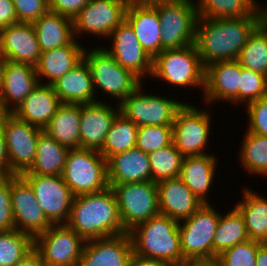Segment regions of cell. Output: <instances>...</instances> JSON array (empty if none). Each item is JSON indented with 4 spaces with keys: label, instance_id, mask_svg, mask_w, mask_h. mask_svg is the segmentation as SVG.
<instances>
[{
    "label": "cell",
    "instance_id": "obj_1",
    "mask_svg": "<svg viewBox=\"0 0 267 266\" xmlns=\"http://www.w3.org/2000/svg\"><path fill=\"white\" fill-rule=\"evenodd\" d=\"M263 20V14L243 18L198 17L195 45L203 65L237 60L248 37Z\"/></svg>",
    "mask_w": 267,
    "mask_h": 266
},
{
    "label": "cell",
    "instance_id": "obj_2",
    "mask_svg": "<svg viewBox=\"0 0 267 266\" xmlns=\"http://www.w3.org/2000/svg\"><path fill=\"white\" fill-rule=\"evenodd\" d=\"M66 225L85 241L126 233L110 186L99 192L74 196Z\"/></svg>",
    "mask_w": 267,
    "mask_h": 266
},
{
    "label": "cell",
    "instance_id": "obj_3",
    "mask_svg": "<svg viewBox=\"0 0 267 266\" xmlns=\"http://www.w3.org/2000/svg\"><path fill=\"white\" fill-rule=\"evenodd\" d=\"M133 253L137 256L160 260L170 266H185L181 251L179 222L168 216L157 215L128 232Z\"/></svg>",
    "mask_w": 267,
    "mask_h": 266
},
{
    "label": "cell",
    "instance_id": "obj_4",
    "mask_svg": "<svg viewBox=\"0 0 267 266\" xmlns=\"http://www.w3.org/2000/svg\"><path fill=\"white\" fill-rule=\"evenodd\" d=\"M159 78L172 86L199 87L205 86V66L198 54L195 43L179 49L162 50L153 59V72L150 76Z\"/></svg>",
    "mask_w": 267,
    "mask_h": 266
},
{
    "label": "cell",
    "instance_id": "obj_5",
    "mask_svg": "<svg viewBox=\"0 0 267 266\" xmlns=\"http://www.w3.org/2000/svg\"><path fill=\"white\" fill-rule=\"evenodd\" d=\"M61 177L74 196L102 191L109 186L107 160L99 151L70 149Z\"/></svg>",
    "mask_w": 267,
    "mask_h": 266
},
{
    "label": "cell",
    "instance_id": "obj_6",
    "mask_svg": "<svg viewBox=\"0 0 267 266\" xmlns=\"http://www.w3.org/2000/svg\"><path fill=\"white\" fill-rule=\"evenodd\" d=\"M91 49L84 52L83 59L89 66L95 92L99 88L120 104L143 83L142 80L120 66L102 47Z\"/></svg>",
    "mask_w": 267,
    "mask_h": 266
},
{
    "label": "cell",
    "instance_id": "obj_7",
    "mask_svg": "<svg viewBox=\"0 0 267 266\" xmlns=\"http://www.w3.org/2000/svg\"><path fill=\"white\" fill-rule=\"evenodd\" d=\"M213 204H203L192 216L179 222L183 259L193 261L213 260V239L220 212Z\"/></svg>",
    "mask_w": 267,
    "mask_h": 266
},
{
    "label": "cell",
    "instance_id": "obj_8",
    "mask_svg": "<svg viewBox=\"0 0 267 266\" xmlns=\"http://www.w3.org/2000/svg\"><path fill=\"white\" fill-rule=\"evenodd\" d=\"M153 7L160 18L161 51L195 43L199 16L193 0H173Z\"/></svg>",
    "mask_w": 267,
    "mask_h": 266
},
{
    "label": "cell",
    "instance_id": "obj_9",
    "mask_svg": "<svg viewBox=\"0 0 267 266\" xmlns=\"http://www.w3.org/2000/svg\"><path fill=\"white\" fill-rule=\"evenodd\" d=\"M109 186L115 194L120 218L126 232L160 214L156 182L145 181Z\"/></svg>",
    "mask_w": 267,
    "mask_h": 266
},
{
    "label": "cell",
    "instance_id": "obj_10",
    "mask_svg": "<svg viewBox=\"0 0 267 266\" xmlns=\"http://www.w3.org/2000/svg\"><path fill=\"white\" fill-rule=\"evenodd\" d=\"M190 104L177 111L172 125L173 144L184 157L207 154L204 149L212 129L210 113Z\"/></svg>",
    "mask_w": 267,
    "mask_h": 266
},
{
    "label": "cell",
    "instance_id": "obj_11",
    "mask_svg": "<svg viewBox=\"0 0 267 266\" xmlns=\"http://www.w3.org/2000/svg\"><path fill=\"white\" fill-rule=\"evenodd\" d=\"M142 87L143 84L119 104L120 113L138 127L173 125L177 111L185 102L144 93Z\"/></svg>",
    "mask_w": 267,
    "mask_h": 266
},
{
    "label": "cell",
    "instance_id": "obj_12",
    "mask_svg": "<svg viewBox=\"0 0 267 266\" xmlns=\"http://www.w3.org/2000/svg\"><path fill=\"white\" fill-rule=\"evenodd\" d=\"M85 240L66 224L52 225L34 238L44 266H78Z\"/></svg>",
    "mask_w": 267,
    "mask_h": 266
},
{
    "label": "cell",
    "instance_id": "obj_13",
    "mask_svg": "<svg viewBox=\"0 0 267 266\" xmlns=\"http://www.w3.org/2000/svg\"><path fill=\"white\" fill-rule=\"evenodd\" d=\"M0 123L5 132L6 148L12 171L22 175L33 165L37 139L42 129L30 125L14 113H2Z\"/></svg>",
    "mask_w": 267,
    "mask_h": 266
},
{
    "label": "cell",
    "instance_id": "obj_14",
    "mask_svg": "<svg viewBox=\"0 0 267 266\" xmlns=\"http://www.w3.org/2000/svg\"><path fill=\"white\" fill-rule=\"evenodd\" d=\"M128 4V0H89L72 19L74 37L87 33L108 39L113 29L125 20Z\"/></svg>",
    "mask_w": 267,
    "mask_h": 266
},
{
    "label": "cell",
    "instance_id": "obj_15",
    "mask_svg": "<svg viewBox=\"0 0 267 266\" xmlns=\"http://www.w3.org/2000/svg\"><path fill=\"white\" fill-rule=\"evenodd\" d=\"M32 186L37 202L52 225L66 224L74 195L61 175H22Z\"/></svg>",
    "mask_w": 267,
    "mask_h": 266
},
{
    "label": "cell",
    "instance_id": "obj_16",
    "mask_svg": "<svg viewBox=\"0 0 267 266\" xmlns=\"http://www.w3.org/2000/svg\"><path fill=\"white\" fill-rule=\"evenodd\" d=\"M11 206L15 229L20 232L35 238L52 226L37 202L32 186L22 175L11 177Z\"/></svg>",
    "mask_w": 267,
    "mask_h": 266
},
{
    "label": "cell",
    "instance_id": "obj_17",
    "mask_svg": "<svg viewBox=\"0 0 267 266\" xmlns=\"http://www.w3.org/2000/svg\"><path fill=\"white\" fill-rule=\"evenodd\" d=\"M111 48L105 49L115 61L125 69L130 70L141 80L152 75L153 58L141 46L131 25L124 20L110 33ZM108 49V50H107Z\"/></svg>",
    "mask_w": 267,
    "mask_h": 266
},
{
    "label": "cell",
    "instance_id": "obj_18",
    "mask_svg": "<svg viewBox=\"0 0 267 266\" xmlns=\"http://www.w3.org/2000/svg\"><path fill=\"white\" fill-rule=\"evenodd\" d=\"M38 84L35 66L7 60L3 70L0 111L13 113Z\"/></svg>",
    "mask_w": 267,
    "mask_h": 266
},
{
    "label": "cell",
    "instance_id": "obj_19",
    "mask_svg": "<svg viewBox=\"0 0 267 266\" xmlns=\"http://www.w3.org/2000/svg\"><path fill=\"white\" fill-rule=\"evenodd\" d=\"M133 245L128 232L85 242L78 266H128Z\"/></svg>",
    "mask_w": 267,
    "mask_h": 266
},
{
    "label": "cell",
    "instance_id": "obj_20",
    "mask_svg": "<svg viewBox=\"0 0 267 266\" xmlns=\"http://www.w3.org/2000/svg\"><path fill=\"white\" fill-rule=\"evenodd\" d=\"M241 65L237 60L218 61L205 67L204 98L206 104L230 101L239 105Z\"/></svg>",
    "mask_w": 267,
    "mask_h": 266
},
{
    "label": "cell",
    "instance_id": "obj_21",
    "mask_svg": "<svg viewBox=\"0 0 267 266\" xmlns=\"http://www.w3.org/2000/svg\"><path fill=\"white\" fill-rule=\"evenodd\" d=\"M110 106L103 101L81 105L80 120V148L100 151L106 134L111 125L120 113V106L117 103Z\"/></svg>",
    "mask_w": 267,
    "mask_h": 266
},
{
    "label": "cell",
    "instance_id": "obj_22",
    "mask_svg": "<svg viewBox=\"0 0 267 266\" xmlns=\"http://www.w3.org/2000/svg\"><path fill=\"white\" fill-rule=\"evenodd\" d=\"M160 214L178 222L192 216L204 203L179 178L157 183Z\"/></svg>",
    "mask_w": 267,
    "mask_h": 266
},
{
    "label": "cell",
    "instance_id": "obj_23",
    "mask_svg": "<svg viewBox=\"0 0 267 266\" xmlns=\"http://www.w3.org/2000/svg\"><path fill=\"white\" fill-rule=\"evenodd\" d=\"M0 40L7 60L37 64L41 51L32 23L18 22L0 29Z\"/></svg>",
    "mask_w": 267,
    "mask_h": 266
},
{
    "label": "cell",
    "instance_id": "obj_24",
    "mask_svg": "<svg viewBox=\"0 0 267 266\" xmlns=\"http://www.w3.org/2000/svg\"><path fill=\"white\" fill-rule=\"evenodd\" d=\"M108 185L151 181L148 154L136 147L107 160Z\"/></svg>",
    "mask_w": 267,
    "mask_h": 266
},
{
    "label": "cell",
    "instance_id": "obj_25",
    "mask_svg": "<svg viewBox=\"0 0 267 266\" xmlns=\"http://www.w3.org/2000/svg\"><path fill=\"white\" fill-rule=\"evenodd\" d=\"M74 38L68 45L41 52L35 71L39 83L52 85L69 70L76 67L84 57L85 48ZM43 77V78H42Z\"/></svg>",
    "mask_w": 267,
    "mask_h": 266
},
{
    "label": "cell",
    "instance_id": "obj_26",
    "mask_svg": "<svg viewBox=\"0 0 267 266\" xmlns=\"http://www.w3.org/2000/svg\"><path fill=\"white\" fill-rule=\"evenodd\" d=\"M52 87L63 104L83 105L99 101L94 97L91 72L84 59L56 80Z\"/></svg>",
    "mask_w": 267,
    "mask_h": 266
},
{
    "label": "cell",
    "instance_id": "obj_27",
    "mask_svg": "<svg viewBox=\"0 0 267 266\" xmlns=\"http://www.w3.org/2000/svg\"><path fill=\"white\" fill-rule=\"evenodd\" d=\"M125 20L133 28L141 46L153 59L161 52L160 18L153 6L129 3Z\"/></svg>",
    "mask_w": 267,
    "mask_h": 266
},
{
    "label": "cell",
    "instance_id": "obj_28",
    "mask_svg": "<svg viewBox=\"0 0 267 266\" xmlns=\"http://www.w3.org/2000/svg\"><path fill=\"white\" fill-rule=\"evenodd\" d=\"M61 104L52 85L42 83L38 84L13 113L21 120L43 130Z\"/></svg>",
    "mask_w": 267,
    "mask_h": 266
},
{
    "label": "cell",
    "instance_id": "obj_29",
    "mask_svg": "<svg viewBox=\"0 0 267 266\" xmlns=\"http://www.w3.org/2000/svg\"><path fill=\"white\" fill-rule=\"evenodd\" d=\"M215 155L183 157L179 178L190 191L204 204H210L207 193L211 190L217 168Z\"/></svg>",
    "mask_w": 267,
    "mask_h": 266
},
{
    "label": "cell",
    "instance_id": "obj_30",
    "mask_svg": "<svg viewBox=\"0 0 267 266\" xmlns=\"http://www.w3.org/2000/svg\"><path fill=\"white\" fill-rule=\"evenodd\" d=\"M41 52L68 45L75 37L73 20L48 10L32 22Z\"/></svg>",
    "mask_w": 267,
    "mask_h": 266
},
{
    "label": "cell",
    "instance_id": "obj_31",
    "mask_svg": "<svg viewBox=\"0 0 267 266\" xmlns=\"http://www.w3.org/2000/svg\"><path fill=\"white\" fill-rule=\"evenodd\" d=\"M80 104H61L51 121L43 129L60 145L69 149L80 148Z\"/></svg>",
    "mask_w": 267,
    "mask_h": 266
},
{
    "label": "cell",
    "instance_id": "obj_32",
    "mask_svg": "<svg viewBox=\"0 0 267 266\" xmlns=\"http://www.w3.org/2000/svg\"><path fill=\"white\" fill-rule=\"evenodd\" d=\"M69 148L60 145L45 131L37 139L36 156L33 165L22 175H61L66 163Z\"/></svg>",
    "mask_w": 267,
    "mask_h": 266
},
{
    "label": "cell",
    "instance_id": "obj_33",
    "mask_svg": "<svg viewBox=\"0 0 267 266\" xmlns=\"http://www.w3.org/2000/svg\"><path fill=\"white\" fill-rule=\"evenodd\" d=\"M243 191L242 201L235 207L244 218L247 235L251 240L267 242V199L251 188Z\"/></svg>",
    "mask_w": 267,
    "mask_h": 266
},
{
    "label": "cell",
    "instance_id": "obj_34",
    "mask_svg": "<svg viewBox=\"0 0 267 266\" xmlns=\"http://www.w3.org/2000/svg\"><path fill=\"white\" fill-rule=\"evenodd\" d=\"M248 240L244 218L236 207L227 214H220L213 239V260L225 250Z\"/></svg>",
    "mask_w": 267,
    "mask_h": 266
},
{
    "label": "cell",
    "instance_id": "obj_35",
    "mask_svg": "<svg viewBox=\"0 0 267 266\" xmlns=\"http://www.w3.org/2000/svg\"><path fill=\"white\" fill-rule=\"evenodd\" d=\"M257 0H198L195 5L202 18H243L263 14ZM198 2V3H196Z\"/></svg>",
    "mask_w": 267,
    "mask_h": 266
},
{
    "label": "cell",
    "instance_id": "obj_36",
    "mask_svg": "<svg viewBox=\"0 0 267 266\" xmlns=\"http://www.w3.org/2000/svg\"><path fill=\"white\" fill-rule=\"evenodd\" d=\"M138 126L119 113L106 134L99 153L108 160L111 156L136 147Z\"/></svg>",
    "mask_w": 267,
    "mask_h": 266
},
{
    "label": "cell",
    "instance_id": "obj_37",
    "mask_svg": "<svg viewBox=\"0 0 267 266\" xmlns=\"http://www.w3.org/2000/svg\"><path fill=\"white\" fill-rule=\"evenodd\" d=\"M239 64L266 76L267 74V22L263 20L248 37L237 58Z\"/></svg>",
    "mask_w": 267,
    "mask_h": 266
},
{
    "label": "cell",
    "instance_id": "obj_38",
    "mask_svg": "<svg viewBox=\"0 0 267 266\" xmlns=\"http://www.w3.org/2000/svg\"><path fill=\"white\" fill-rule=\"evenodd\" d=\"M242 140L241 166L252 174L267 176V136L246 131Z\"/></svg>",
    "mask_w": 267,
    "mask_h": 266
},
{
    "label": "cell",
    "instance_id": "obj_39",
    "mask_svg": "<svg viewBox=\"0 0 267 266\" xmlns=\"http://www.w3.org/2000/svg\"><path fill=\"white\" fill-rule=\"evenodd\" d=\"M148 156L151 181L158 183L162 180L179 177L184 156L173 143L148 154Z\"/></svg>",
    "mask_w": 267,
    "mask_h": 266
},
{
    "label": "cell",
    "instance_id": "obj_40",
    "mask_svg": "<svg viewBox=\"0 0 267 266\" xmlns=\"http://www.w3.org/2000/svg\"><path fill=\"white\" fill-rule=\"evenodd\" d=\"M34 248V238L18 230L0 231V266H14Z\"/></svg>",
    "mask_w": 267,
    "mask_h": 266
},
{
    "label": "cell",
    "instance_id": "obj_41",
    "mask_svg": "<svg viewBox=\"0 0 267 266\" xmlns=\"http://www.w3.org/2000/svg\"><path fill=\"white\" fill-rule=\"evenodd\" d=\"M172 143V125L138 127L136 148L142 150L146 154H150Z\"/></svg>",
    "mask_w": 267,
    "mask_h": 266
},
{
    "label": "cell",
    "instance_id": "obj_42",
    "mask_svg": "<svg viewBox=\"0 0 267 266\" xmlns=\"http://www.w3.org/2000/svg\"><path fill=\"white\" fill-rule=\"evenodd\" d=\"M261 243L249 239L225 250L216 260L221 266H256L257 250Z\"/></svg>",
    "mask_w": 267,
    "mask_h": 266
},
{
    "label": "cell",
    "instance_id": "obj_43",
    "mask_svg": "<svg viewBox=\"0 0 267 266\" xmlns=\"http://www.w3.org/2000/svg\"><path fill=\"white\" fill-rule=\"evenodd\" d=\"M265 96H267L266 76L241 66L239 103L247 104Z\"/></svg>",
    "mask_w": 267,
    "mask_h": 266
},
{
    "label": "cell",
    "instance_id": "obj_44",
    "mask_svg": "<svg viewBox=\"0 0 267 266\" xmlns=\"http://www.w3.org/2000/svg\"><path fill=\"white\" fill-rule=\"evenodd\" d=\"M245 105L249 119L247 131L267 136V96Z\"/></svg>",
    "mask_w": 267,
    "mask_h": 266
},
{
    "label": "cell",
    "instance_id": "obj_45",
    "mask_svg": "<svg viewBox=\"0 0 267 266\" xmlns=\"http://www.w3.org/2000/svg\"><path fill=\"white\" fill-rule=\"evenodd\" d=\"M14 3L17 21L32 23L48 9V0H12Z\"/></svg>",
    "mask_w": 267,
    "mask_h": 266
},
{
    "label": "cell",
    "instance_id": "obj_46",
    "mask_svg": "<svg viewBox=\"0 0 267 266\" xmlns=\"http://www.w3.org/2000/svg\"><path fill=\"white\" fill-rule=\"evenodd\" d=\"M15 230L11 206V178L0 181V231Z\"/></svg>",
    "mask_w": 267,
    "mask_h": 266
},
{
    "label": "cell",
    "instance_id": "obj_47",
    "mask_svg": "<svg viewBox=\"0 0 267 266\" xmlns=\"http://www.w3.org/2000/svg\"><path fill=\"white\" fill-rule=\"evenodd\" d=\"M89 0H48V9L73 19Z\"/></svg>",
    "mask_w": 267,
    "mask_h": 266
},
{
    "label": "cell",
    "instance_id": "obj_48",
    "mask_svg": "<svg viewBox=\"0 0 267 266\" xmlns=\"http://www.w3.org/2000/svg\"><path fill=\"white\" fill-rule=\"evenodd\" d=\"M16 174L12 171L8 159L5 132L0 123V181L14 177Z\"/></svg>",
    "mask_w": 267,
    "mask_h": 266
},
{
    "label": "cell",
    "instance_id": "obj_49",
    "mask_svg": "<svg viewBox=\"0 0 267 266\" xmlns=\"http://www.w3.org/2000/svg\"><path fill=\"white\" fill-rule=\"evenodd\" d=\"M18 23L12 0H0V29Z\"/></svg>",
    "mask_w": 267,
    "mask_h": 266
},
{
    "label": "cell",
    "instance_id": "obj_50",
    "mask_svg": "<svg viewBox=\"0 0 267 266\" xmlns=\"http://www.w3.org/2000/svg\"><path fill=\"white\" fill-rule=\"evenodd\" d=\"M14 266H44V263L42 262L40 253L35 248H33Z\"/></svg>",
    "mask_w": 267,
    "mask_h": 266
},
{
    "label": "cell",
    "instance_id": "obj_51",
    "mask_svg": "<svg viewBox=\"0 0 267 266\" xmlns=\"http://www.w3.org/2000/svg\"><path fill=\"white\" fill-rule=\"evenodd\" d=\"M128 266H170V265L160 260L143 258L133 253L128 261Z\"/></svg>",
    "mask_w": 267,
    "mask_h": 266
},
{
    "label": "cell",
    "instance_id": "obj_52",
    "mask_svg": "<svg viewBox=\"0 0 267 266\" xmlns=\"http://www.w3.org/2000/svg\"><path fill=\"white\" fill-rule=\"evenodd\" d=\"M256 266H267V242H263L258 246Z\"/></svg>",
    "mask_w": 267,
    "mask_h": 266
},
{
    "label": "cell",
    "instance_id": "obj_53",
    "mask_svg": "<svg viewBox=\"0 0 267 266\" xmlns=\"http://www.w3.org/2000/svg\"><path fill=\"white\" fill-rule=\"evenodd\" d=\"M173 0H128V3H132L135 5H141V6H155L158 4H162L165 2H171Z\"/></svg>",
    "mask_w": 267,
    "mask_h": 266
},
{
    "label": "cell",
    "instance_id": "obj_54",
    "mask_svg": "<svg viewBox=\"0 0 267 266\" xmlns=\"http://www.w3.org/2000/svg\"><path fill=\"white\" fill-rule=\"evenodd\" d=\"M185 266H221L220 263L214 260L193 261L187 263Z\"/></svg>",
    "mask_w": 267,
    "mask_h": 266
},
{
    "label": "cell",
    "instance_id": "obj_55",
    "mask_svg": "<svg viewBox=\"0 0 267 266\" xmlns=\"http://www.w3.org/2000/svg\"><path fill=\"white\" fill-rule=\"evenodd\" d=\"M6 61H7V58L5 56L2 42L0 40V64H5Z\"/></svg>",
    "mask_w": 267,
    "mask_h": 266
},
{
    "label": "cell",
    "instance_id": "obj_56",
    "mask_svg": "<svg viewBox=\"0 0 267 266\" xmlns=\"http://www.w3.org/2000/svg\"><path fill=\"white\" fill-rule=\"evenodd\" d=\"M3 70H4V64H0V92H1V89H2Z\"/></svg>",
    "mask_w": 267,
    "mask_h": 266
},
{
    "label": "cell",
    "instance_id": "obj_57",
    "mask_svg": "<svg viewBox=\"0 0 267 266\" xmlns=\"http://www.w3.org/2000/svg\"><path fill=\"white\" fill-rule=\"evenodd\" d=\"M262 8H263L264 20L267 22V7L266 6L265 7L263 6Z\"/></svg>",
    "mask_w": 267,
    "mask_h": 266
}]
</instances>
